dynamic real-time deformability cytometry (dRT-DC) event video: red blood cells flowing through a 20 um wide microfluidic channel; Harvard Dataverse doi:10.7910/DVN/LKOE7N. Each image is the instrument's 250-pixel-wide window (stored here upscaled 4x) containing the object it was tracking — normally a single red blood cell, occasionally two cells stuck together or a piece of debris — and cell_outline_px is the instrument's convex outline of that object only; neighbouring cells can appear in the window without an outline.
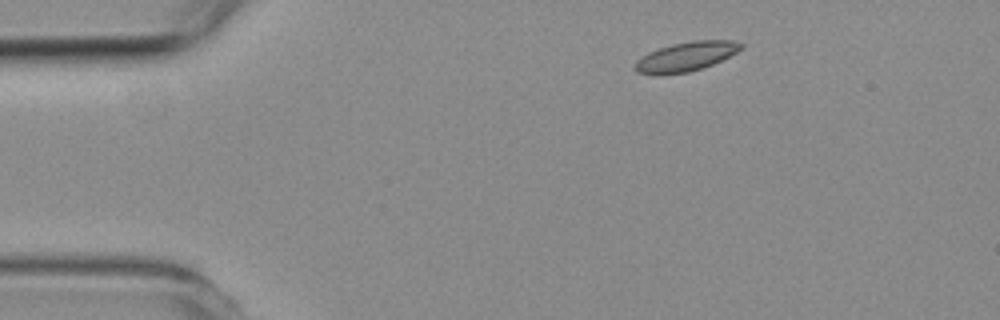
{"species": "common noctule bat (a hibernating species)", "species_latin": "Nyctalus noctula", "temperature_condition": "room temperature", "stored_images_in_passage": 2, "camera_frame_rate_fps": 3000, "um_per_image_px": 0.085, "animal": {"sex": "female", "body_mass_g": 19.3, "forearm_length_mm": 54.1}, "frame": {"image": 1, "passage_image": 1, "time_ms": 0.0, "image_size_px": [1000, 320], "cell_outline_px": [[744, 48], [704, 68], [688, 72], [656, 76], [636, 72], [632, 68], [636, 60], [648, 52], [672, 44], [692, 40], [732, 40], [744, 44]], "centroid_in_image_um": [58.26, 4.82], "position_along_channel_um": 26.7, "area_um2": 18.38}}